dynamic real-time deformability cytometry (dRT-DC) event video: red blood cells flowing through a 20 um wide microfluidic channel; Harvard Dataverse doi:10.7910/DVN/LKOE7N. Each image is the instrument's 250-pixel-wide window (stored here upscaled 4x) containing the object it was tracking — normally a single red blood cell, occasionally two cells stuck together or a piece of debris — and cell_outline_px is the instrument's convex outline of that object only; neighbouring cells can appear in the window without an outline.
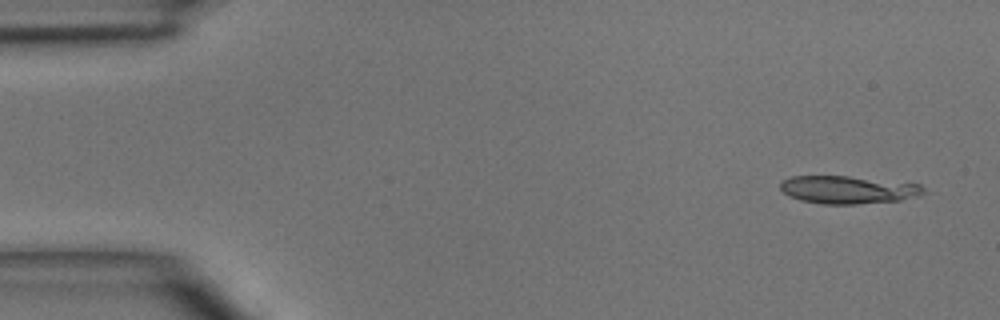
{"species": "common noctule bat (a hibernating species)", "species_latin": "Nyctalus noctula", "temperature_condition": "room temperature", "stored_images_in_passage": 5, "camera_frame_rate_fps": 3000, "um_per_image_px": 0.085, "animal": {"sex": "male", "body_mass_g": 15.6}, "frame": {"image": 1, "passage_image": 1, "time_ms": 0.0, "image_size_px": [1000, 320], "cell_outline_px": [[928, 192], [920, 196], [900, 200], [856, 204], [824, 204], [800, 200], [788, 196], [780, 188], [780, 180], [792, 176], [848, 176], [920, 184], [928, 188]], "centroid_in_image_um": [72.12, 16.12], "position_along_channel_um": 12.9, "area_um2": 23.47}}